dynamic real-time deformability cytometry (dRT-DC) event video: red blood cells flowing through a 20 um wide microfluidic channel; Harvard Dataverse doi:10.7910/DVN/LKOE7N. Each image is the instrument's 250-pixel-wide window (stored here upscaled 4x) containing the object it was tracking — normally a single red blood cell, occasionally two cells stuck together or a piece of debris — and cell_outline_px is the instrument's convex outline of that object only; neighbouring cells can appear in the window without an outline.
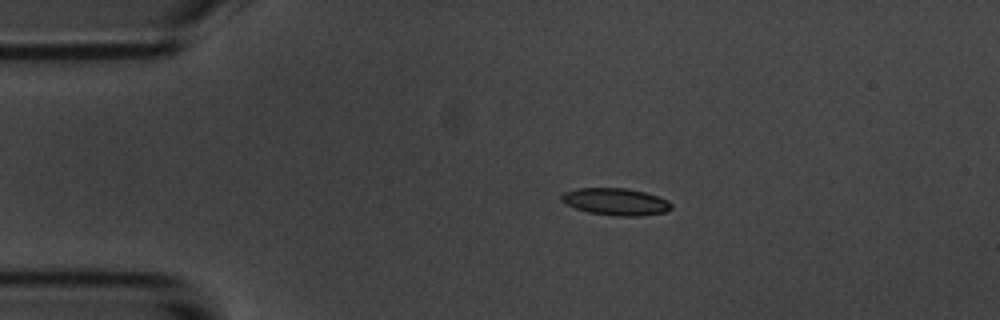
{"species": "common noctule bat (a hibernating species)", "species_latin": "Nyctalus noctula", "temperature_condition": "room temperature", "stored_images_in_passage": 4, "camera_frame_rate_fps": 3000, "um_per_image_px": 0.085, "animal": {"sex": "male", "body_mass_g": 20.1, "forearm_length_mm": 53.5}, "frame": {"image": 1, "passage_image": 2, "time_ms": 1.333, "image_size_px": [1000, 320], "cell_outline_px": [[672, 208], [668, 212], [640, 216], [616, 216], [588, 212], [564, 204], [560, 200], [560, 196], [564, 192], [576, 188], [628, 188], [644, 192], [668, 200], [672, 204]], "centroid_in_image_um": [52.33, 17.15], "position_along_channel_um": 32.7, "area_um2": 17.51}}
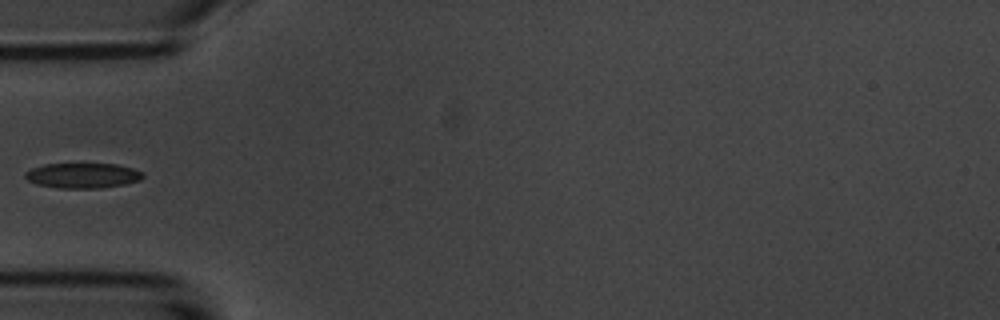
{"frame": {"image": 2, "passage_image": 4, "time_ms": 3.667, "image_size_px": [1000, 320], "cell_outline_px": [[144, 176], [140, 180], [124, 184], [100, 188], [60, 188], [36, 184], [28, 180], [24, 176], [24, 172], [32, 168], [44, 164], [116, 164], [132, 168], [144, 172]], "centroid_in_image_um": [7.02, 14.92], "position_along_channel_um": 78.0, "area_um2": 17.22}}